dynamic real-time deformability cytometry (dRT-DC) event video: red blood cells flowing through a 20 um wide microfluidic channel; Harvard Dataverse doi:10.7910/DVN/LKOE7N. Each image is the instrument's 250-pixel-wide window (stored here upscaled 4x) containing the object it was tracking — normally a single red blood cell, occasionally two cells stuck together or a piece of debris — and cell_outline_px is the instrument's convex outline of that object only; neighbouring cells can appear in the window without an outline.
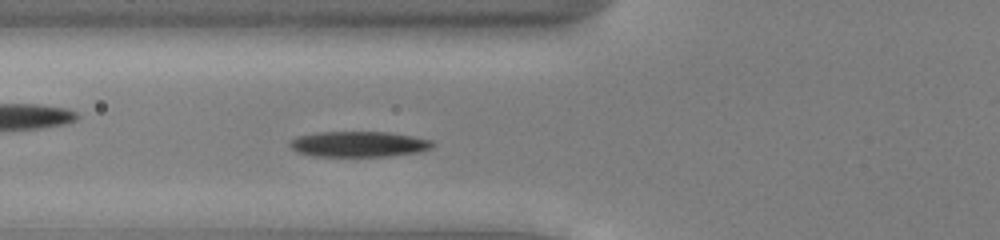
{"species": "common noctule bat (a hibernating species)", "species_latin": "Nyctalus noctula", "temperature_condition": "cold", "stored_images_in_passage": 43, "camera_frame_rate_fps": 3000, "um_per_image_px": 0.085, "animal": {"sex": "male", "body_mass_g": 13.0, "forearm_length_mm": 53.1}, "frame": {"image": 1, "passage_image": 10, "time_ms": 3.0, "image_size_px": [1000, 240], "cell_outline_px": [[436, 144], [432, 148], [420, 152], [388, 156], [312, 156], [296, 152], [288, 144], [288, 140], [296, 136], [320, 132], [388, 132], [412, 136], [432, 140]], "centroid_in_image_um": [30.48, 12.25], "position_along_channel_um": 95.3, "area_um2": 21.5}}
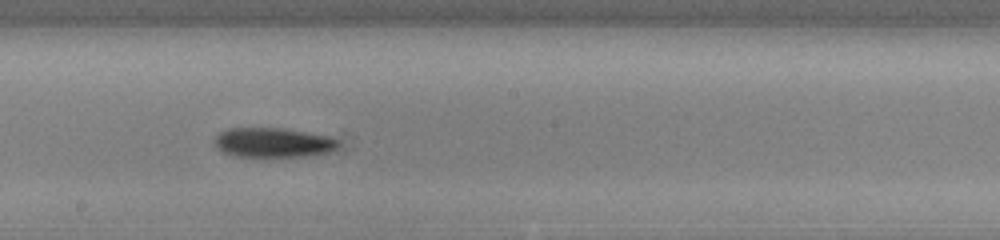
{"frame": {"image": 2, "passage_image": 20, "time_ms": 6.333, "image_size_px": [1000, 240], "cell_outline_px": [[340, 144], [336, 148], [328, 152], [308, 156], [232, 156], [216, 148], [212, 144], [212, 140], [220, 132], [228, 128], [280, 128], [328, 136], [340, 140]], "centroid_in_image_um": [23.17, 12.12], "position_along_channel_um": 225.0, "area_um2": 21.39}}
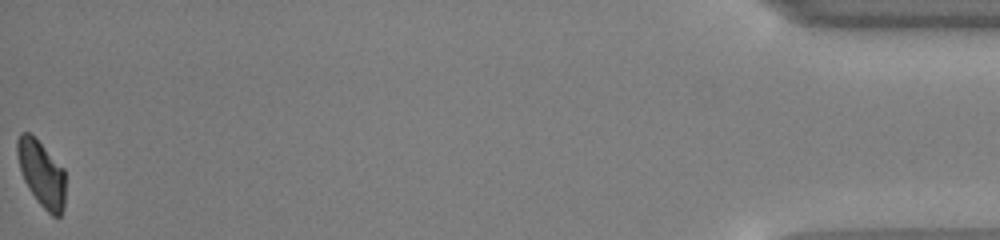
{"frame": {"image": 3, "passage_image": 43, "time_ms": 14.0, "image_size_px": [1000, 240], "cell_outline_px": [[64, 208], [60, 216], [52, 216], [36, 200], [28, 188], [24, 180], [20, 168], [16, 152], [16, 140], [20, 132], [28, 132], [64, 168]], "centroid_in_image_um": [3.51, 14.77], "position_along_channel_um": 431.7, "area_um2": 18.26}, "authors_computed_cell_mechanics": {"area_um2": 20.9814, "velocity_mm_per_s": 3.8906, "shape_relaxation_time_tau1_ms": 3.0182, "shape_relaxation_time_tau2_ms": 6.3798, "deformation_change_tau1": 0.1215, "deformation_change_tau2": 0.1091}}